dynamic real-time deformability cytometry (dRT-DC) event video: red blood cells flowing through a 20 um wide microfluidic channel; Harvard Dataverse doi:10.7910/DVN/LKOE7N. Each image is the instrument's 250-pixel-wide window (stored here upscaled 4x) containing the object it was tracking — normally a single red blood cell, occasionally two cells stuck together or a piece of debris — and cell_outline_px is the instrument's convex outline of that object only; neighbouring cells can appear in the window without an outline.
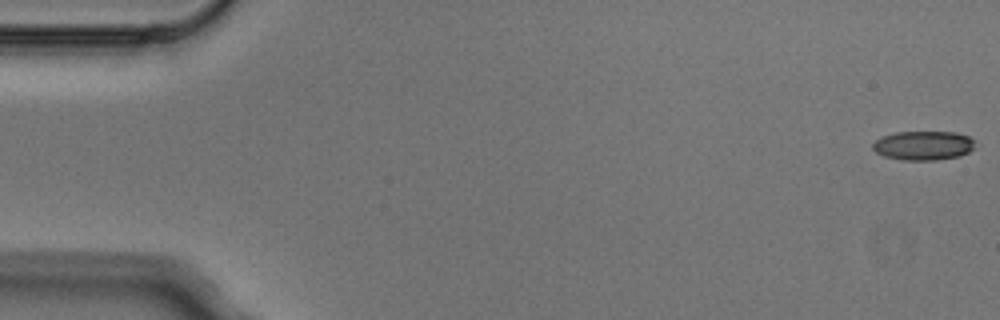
{"species": "Egyptian fruit bat (a non-hibernating species)", "species_latin": "Rousettus aegyptiacus", "temperature_condition": "cold", "stored_images_in_passage": 5, "camera_frame_rate_fps": 3000, "um_per_image_px": 0.085, "animal": {"sex": "male"}, "frame": {"image": 1, "passage_image": 1, "time_ms": 0.0, "image_size_px": [1000, 320], "cell_outline_px": [[980, 144], [968, 152], [960, 156], [936, 160], [900, 160], [884, 156], [876, 152], [872, 148], [872, 144], [876, 140], [884, 136], [896, 132], [956, 132], [968, 136], [976, 140]], "centroid_in_image_um": [78.55, 12.37], "position_along_channel_um": 6.5, "area_um2": 17.63}}
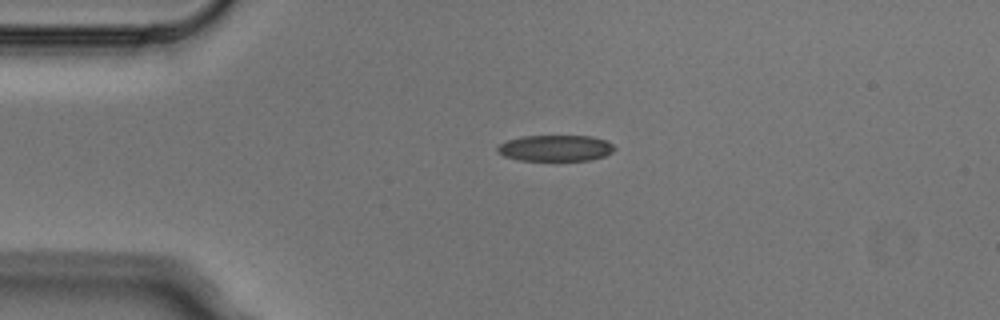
{"frame": {"image": 2, "passage_image": 4, "time_ms": 1.0, "image_size_px": [1000, 320], "cell_outline_px": [[616, 148], [612, 152], [604, 156], [588, 160], [516, 160], [504, 156], [496, 152], [496, 148], [500, 144], [508, 140], [524, 136], [592, 136], [608, 140]], "centroid_in_image_um": [47.22, 12.59], "position_along_channel_um": 37.8, "area_um2": 17.86}}